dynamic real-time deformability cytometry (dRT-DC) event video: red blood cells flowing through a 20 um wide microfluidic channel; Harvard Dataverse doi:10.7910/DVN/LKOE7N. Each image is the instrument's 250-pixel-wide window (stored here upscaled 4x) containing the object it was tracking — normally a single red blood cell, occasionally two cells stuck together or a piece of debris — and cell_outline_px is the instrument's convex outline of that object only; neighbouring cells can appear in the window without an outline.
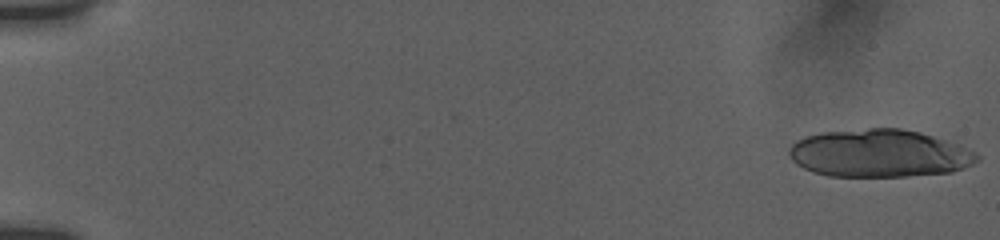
{"species": "human", "species_latin": "Homo sapiens", "temperature_condition": "room temperature", "stored_images_in_passage": 13, "segment_of_instrument_passage": [1, 2], "camera_frame_rate_fps": 3000, "um_per_image_px": 0.085, "donor": {"sex": "female"}, "frame": {"image": 1, "passage_image": 1, "time_ms": 0.0, "image_size_px": [1000, 240], "cell_outline_px": [[980, 160], [964, 168], [952, 172], [908, 176], [828, 176], [812, 172], [796, 164], [788, 156], [788, 148], [796, 140], [804, 136], [824, 132], [868, 128], [900, 128], [920, 132], [960, 144], [976, 152], [980, 156]], "centroid_in_image_um": [74.75, 13.03], "position_along_channel_um": 10.3, "area_um2": 52.71}}
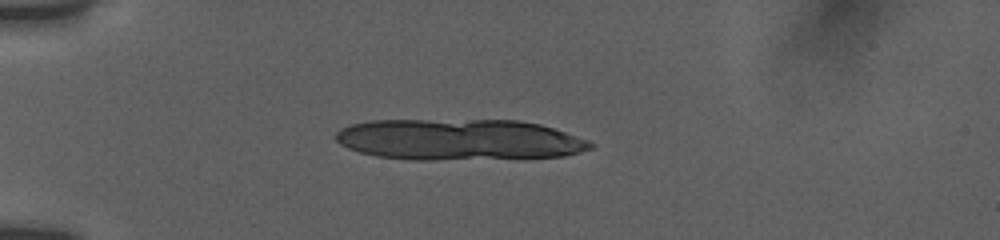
{"frame": {"image": 2, "passage_image": 7, "time_ms": 4.667, "image_size_px": [1000, 240], "cell_outline_px": [[596, 144], [592, 148], [580, 152], [564, 156], [436, 160], [412, 160], [376, 156], [360, 152], [348, 148], [340, 144], [336, 140], [336, 132], [340, 128], [352, 124], [372, 120], [520, 120], [540, 124], [588, 140]], "centroid_in_image_um": [39.0, 11.87], "position_along_channel_um": 46.0, "area_um2": 61.09}}